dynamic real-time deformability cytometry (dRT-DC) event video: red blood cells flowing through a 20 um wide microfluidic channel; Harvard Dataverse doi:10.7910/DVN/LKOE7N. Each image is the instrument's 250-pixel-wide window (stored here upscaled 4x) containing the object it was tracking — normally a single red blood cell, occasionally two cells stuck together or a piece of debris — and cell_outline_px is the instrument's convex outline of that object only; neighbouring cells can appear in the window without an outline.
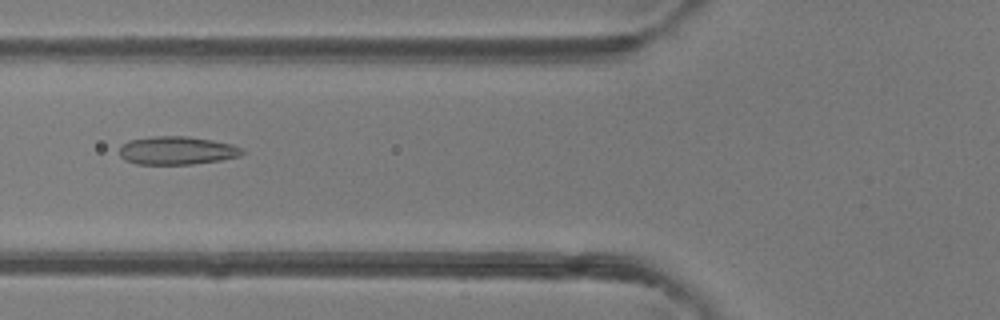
{"species": "common noctule bat (a hibernating species)", "species_latin": "Nyctalus noctula", "temperature_condition": "room temperature", "stored_images_in_passage": 6, "camera_frame_rate_fps": 3000, "um_per_image_px": 0.085, "animal": {"sex": "female"}, "frame": {"image": 1, "passage_image": 6, "time_ms": 5.667, "image_size_px": [1000, 320], "cell_outline_px": [[244, 152], [240, 156], [220, 160], [192, 164], [136, 164], [124, 160], [120, 156], [120, 144], [128, 140], [152, 136], [188, 136], [212, 140], [232, 144], [240, 148]], "centroid_in_image_um": [14.99, 12.79], "position_along_channel_um": 110.8, "area_um2": 20.29}}